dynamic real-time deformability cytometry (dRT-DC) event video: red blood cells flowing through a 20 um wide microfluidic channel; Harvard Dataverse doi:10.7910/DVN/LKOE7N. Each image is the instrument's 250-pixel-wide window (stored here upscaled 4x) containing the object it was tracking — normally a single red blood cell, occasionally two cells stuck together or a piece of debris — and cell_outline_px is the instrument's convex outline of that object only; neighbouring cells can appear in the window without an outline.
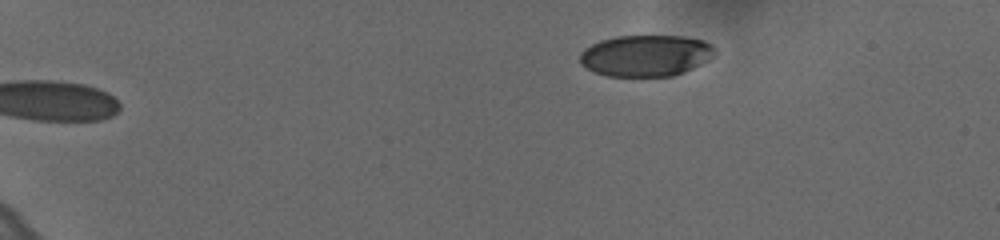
{"species": "human", "species_latin": "Homo sapiens", "temperature_condition": "cold", "stored_images_in_passage": 49, "camera_frame_rate_fps": 3000, "um_per_image_px": 0.085, "donor": {"sex": "female"}, "frame": {"image": 1, "passage_image": 1, "time_ms": 0.0, "image_size_px": [1000, 240], "cell_outline_px": [[716, 48], [708, 60], [684, 72], [672, 76], [608, 76], [596, 72], [580, 64], [580, 52], [584, 48], [600, 40], [616, 36], [680, 36], [704, 40]], "centroid_in_image_um": [54.87, 4.72], "position_along_channel_um": 30.1, "area_um2": 32.43}}
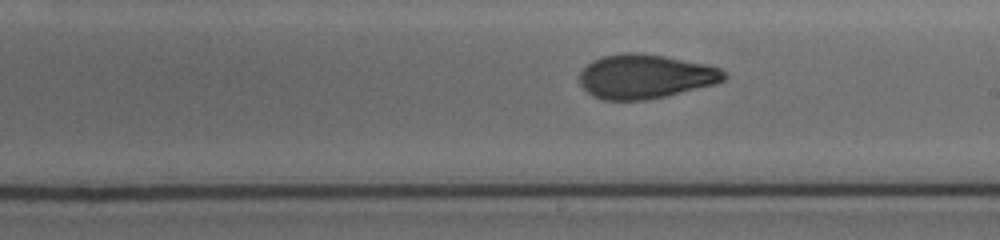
{"frame": {"image": 2, "passage_image": 27, "time_ms": 8.667, "image_size_px": [1000, 240], "cell_outline_px": [[728, 76], [724, 80], [716, 84], [648, 100], [604, 100], [592, 96], [580, 84], [580, 72], [592, 60], [604, 56], [624, 52], [636, 52], [664, 56], [704, 64], [720, 68]], "centroid_in_image_um": [54.84, 6.5], "position_along_channel_um": 234.2, "area_um2": 37.17}}
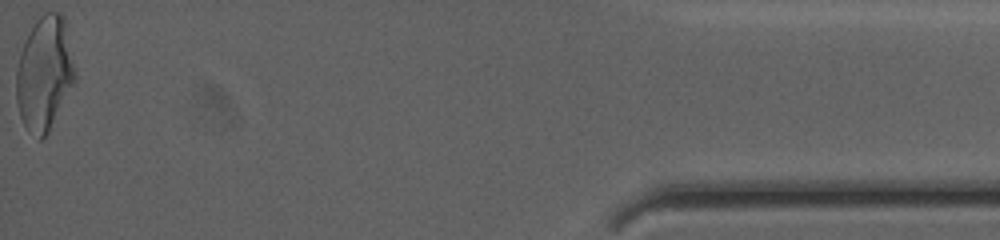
{"frame": {"image": 3, "passage_image": 49, "time_ms": 16.0, "image_size_px": [1000, 240], "cell_outline_px": [[76, 80], [48, 132], [40, 140], [24, 124], [20, 116], [16, 104], [16, 68], [20, 52], [24, 40], [36, 12], [60, 12], [64, 20], [76, 72]], "centroid_in_image_um": [3.75, 6.16], "position_along_channel_um": 431.4, "area_um2": 39.36}, "authors_computed_cell_mechanics": {"area_um2": 36.4718, "velocity_mm_per_s": 3.6448, "shape_relaxation_time_tau1_ms": 5.814, "shape_relaxation_time_tau2_ms": 1.6984, "deformation_change_tau1": 0.1732, "deformation_change_tau2": 0.0777}}